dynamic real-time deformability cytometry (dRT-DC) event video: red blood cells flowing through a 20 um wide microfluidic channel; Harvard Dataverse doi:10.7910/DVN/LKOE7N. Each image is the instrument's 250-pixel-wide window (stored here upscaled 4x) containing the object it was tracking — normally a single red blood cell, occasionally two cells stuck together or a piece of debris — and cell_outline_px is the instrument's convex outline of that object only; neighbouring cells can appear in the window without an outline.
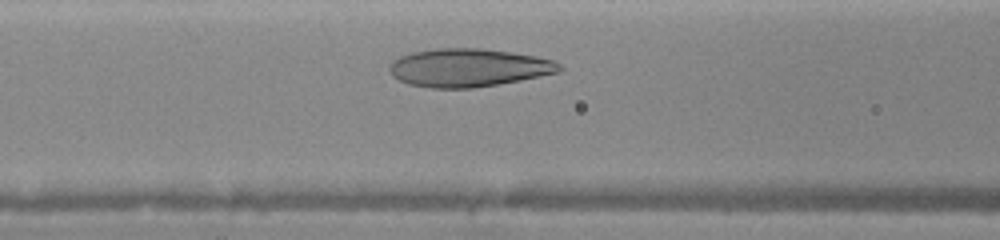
{"species": "human", "species_latin": "Homo sapiens", "temperature_condition": "warm", "stored_images_in_passage": 16, "camera_frame_rate_fps": 3000, "um_per_image_px": 0.085, "donor": {"sex": "female"}, "frame": {"image": 1, "passage_image": 5, "time_ms": 2.0, "image_size_px": [1000, 240], "cell_outline_px": [[564, 68], [560, 72], [520, 80], [472, 88], [432, 88], [408, 84], [392, 76], [388, 68], [392, 60], [400, 56], [412, 52], [440, 48], [480, 48], [536, 56], [556, 60]], "centroid_in_image_um": [39.82, 5.75], "position_along_channel_um": 126.8, "area_um2": 37.8}}
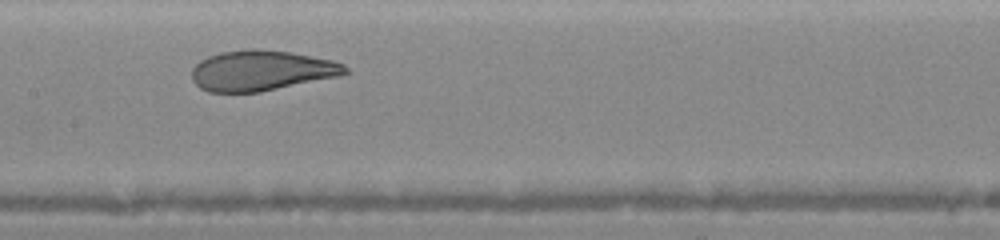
{"frame": {"image": 2, "passage_image": 7, "time_ms": 3.333, "image_size_px": [1000, 240], "cell_outline_px": [[348, 72], [340, 76], [260, 92], [208, 92], [200, 88], [192, 80], [192, 68], [200, 60], [208, 56], [220, 52], [252, 48], [292, 52], [332, 60], [344, 64], [348, 68]], "centroid_in_image_um": [22.22, 5.99], "position_along_channel_um": 185.2, "area_um2": 36.24}}
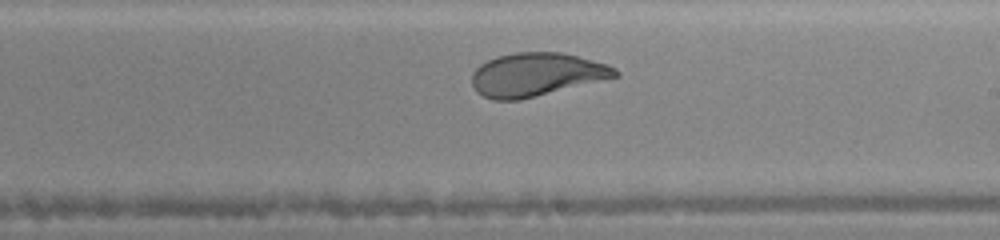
{"frame": {"image": 3, "passage_image": 10, "time_ms": 4.667, "image_size_px": [1000, 240], "cell_outline_px": [[620, 76], [520, 100], [492, 100], [476, 92], [472, 84], [472, 72], [480, 64], [496, 56], [516, 52], [560, 52], [608, 64], [616, 68], [620, 72]], "centroid_in_image_um": [45.59, 6.34], "position_along_channel_um": 243.4, "area_um2": 36.3}}